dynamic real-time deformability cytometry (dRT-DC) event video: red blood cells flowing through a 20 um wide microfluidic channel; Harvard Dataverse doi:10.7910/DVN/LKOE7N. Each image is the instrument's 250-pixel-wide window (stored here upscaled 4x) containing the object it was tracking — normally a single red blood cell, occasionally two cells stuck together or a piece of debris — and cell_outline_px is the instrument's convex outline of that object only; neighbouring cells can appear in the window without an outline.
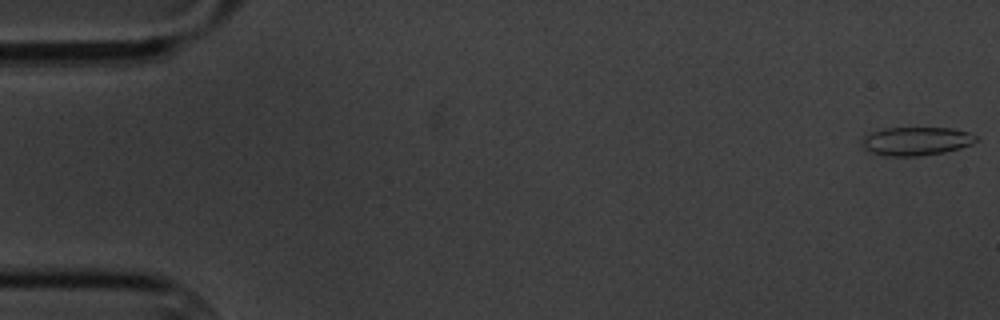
{"species": "common noctule bat (a hibernating species)", "species_latin": "Nyctalus noctula", "temperature_condition": "cold", "stored_images_in_passage": 5, "camera_frame_rate_fps": 3000, "um_per_image_px": 0.085, "animal": {"sex": "male", "body_mass_g": 20.1, "forearm_length_mm": 53.5}, "frame": {"image": 1, "passage_image": 1, "time_ms": 0.0, "image_size_px": [1000, 320], "cell_outline_px": [[980, 140], [972, 144], [960, 148], [944, 152], [920, 156], [884, 156], [872, 152], [864, 148], [860, 144], [860, 140], [864, 136], [872, 132], [884, 128], [952, 128], [968, 132], [976, 136]], "centroid_in_image_um": [77.87, 12.0], "position_along_channel_um": 7.1, "area_um2": 19.07}}
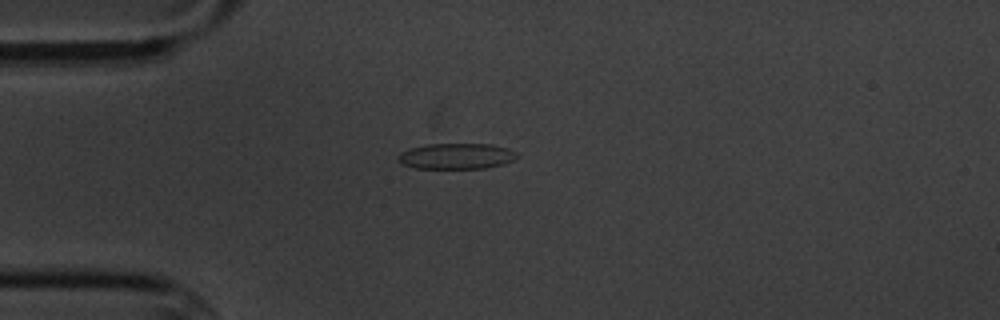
{"frame": {"image": 2, "passage_image": 5, "time_ms": 4.667, "image_size_px": [1000, 320], "cell_outline_px": [[516, 156], [512, 160], [504, 164], [484, 168], [416, 168], [400, 164], [396, 160], [400, 152], [412, 148], [428, 144], [492, 144], [508, 148], [516, 152]], "centroid_in_image_um": [38.76, 13.27], "position_along_channel_um": 46.2, "area_um2": 17.8}}